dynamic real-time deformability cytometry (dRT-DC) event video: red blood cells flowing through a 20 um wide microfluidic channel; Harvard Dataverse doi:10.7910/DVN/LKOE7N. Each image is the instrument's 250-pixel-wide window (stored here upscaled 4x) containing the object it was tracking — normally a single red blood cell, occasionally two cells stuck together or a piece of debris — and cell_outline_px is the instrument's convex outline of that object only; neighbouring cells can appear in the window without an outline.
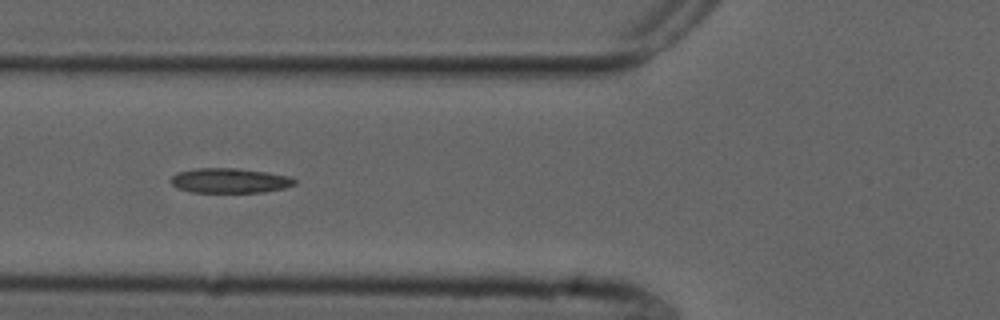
{"species": "common noctule bat (a hibernating species)", "species_latin": "Nyctalus noctula", "temperature_condition": "cold", "stored_images_in_passage": 8, "camera_frame_rate_fps": 3000, "um_per_image_px": 0.085, "animal": {"sex": "male", "forearm_length_mm": 52.5}, "frame": {"image": 1, "passage_image": 6, "time_ms": 5.667, "image_size_px": [1000, 320], "cell_outline_px": [[296, 184], [284, 188], [264, 192], [192, 192], [180, 188], [172, 184], [168, 180], [176, 172], [196, 168], [236, 168], [264, 172], [288, 176], [296, 180]], "centroid_in_image_um": [19.5, 15.35], "position_along_channel_um": 106.3, "area_um2": 17.8}}
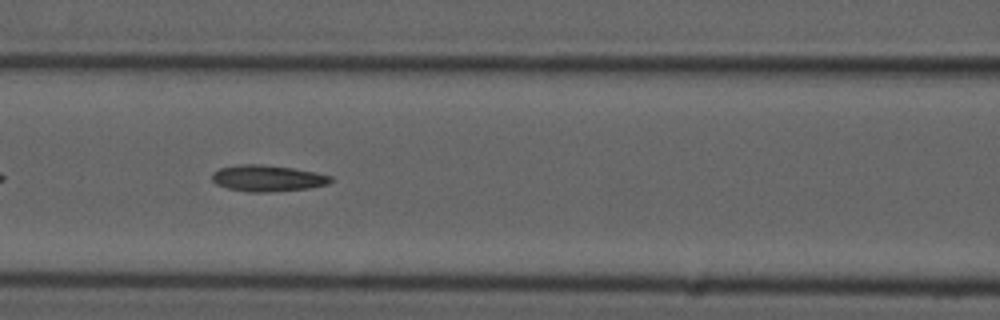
{"frame": {"image": 2, "passage_image": 7, "time_ms": 6.667, "image_size_px": [1000, 320], "cell_outline_px": [[332, 180], [328, 184], [308, 188], [268, 192], [248, 192], [228, 188], [216, 184], [212, 180], [212, 172], [220, 168], [240, 164], [260, 164], [292, 168], [316, 172], [332, 176]], "centroid_in_image_um": [22.73, 15.15], "position_along_channel_um": 143.9, "area_um2": 18.15}}
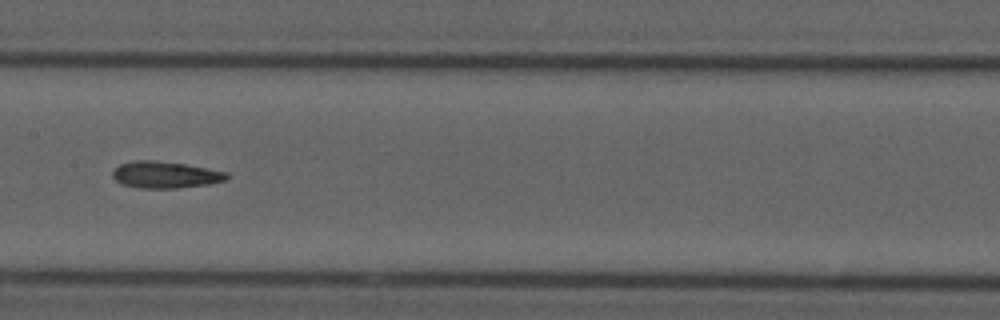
{"frame": {"image": 3, "passage_image": 8, "time_ms": 8.0, "image_size_px": [1000, 320], "cell_outline_px": [[228, 180], [208, 184], [176, 188], [136, 188], [120, 184], [112, 176], [112, 172], [120, 164], [136, 160], [152, 160], [184, 164], [228, 172]], "centroid_in_image_um": [14.04, 14.86], "position_along_channel_um": 193.4, "area_um2": 17.74}}